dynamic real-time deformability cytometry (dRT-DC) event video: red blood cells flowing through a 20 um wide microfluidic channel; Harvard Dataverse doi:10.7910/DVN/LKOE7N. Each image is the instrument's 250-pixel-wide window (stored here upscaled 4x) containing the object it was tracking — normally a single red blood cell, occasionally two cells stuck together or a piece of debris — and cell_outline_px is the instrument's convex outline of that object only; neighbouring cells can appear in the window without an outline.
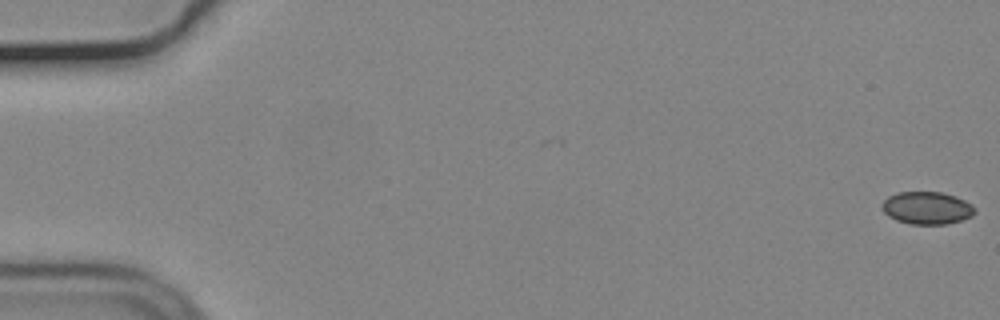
{"species": "common noctule bat (a hibernating species)", "species_latin": "Nyctalus noctula", "temperature_condition": "cold", "stored_images_in_passage": 56, "camera_frame_rate_fps": 3000, "um_per_image_px": 0.085, "animal": {"sex": "male", "body_mass_g": 19.2, "forearm_length_mm": 51.8}, "frame": {"image": 1, "passage_image": 1, "time_ms": 0.0, "image_size_px": [1000, 320], "cell_outline_px": [[976, 212], [972, 216], [948, 224], [908, 224], [896, 220], [888, 216], [880, 208], [880, 204], [888, 196], [896, 192], [940, 192], [956, 196], [972, 204], [976, 208]], "centroid_in_image_um": [78.77, 17.67], "position_along_channel_um": 6.2, "area_um2": 17.86}}
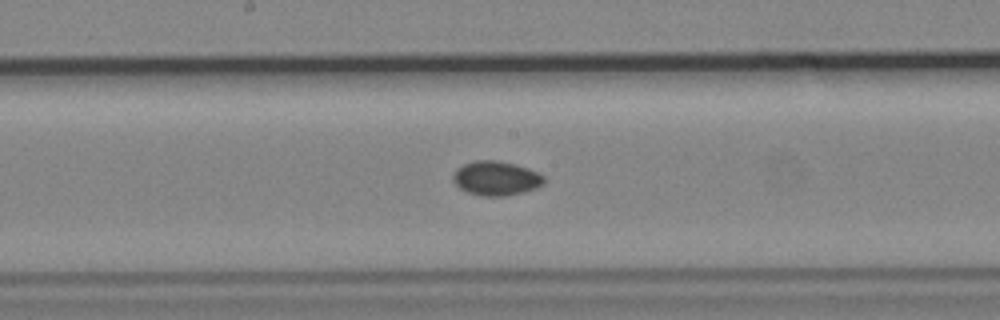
{"frame": {"image": 2, "passage_image": 30, "time_ms": 9.667, "image_size_px": [1000, 320], "cell_outline_px": [[544, 184], [536, 188], [524, 192], [504, 196], [480, 196], [468, 192], [460, 188], [452, 180], [452, 176], [456, 168], [464, 164], [476, 160], [496, 160], [516, 164], [528, 168], [544, 176]], "centroid_in_image_um": [42.16, 15.15], "position_along_channel_um": 206.0, "area_um2": 18.26}}
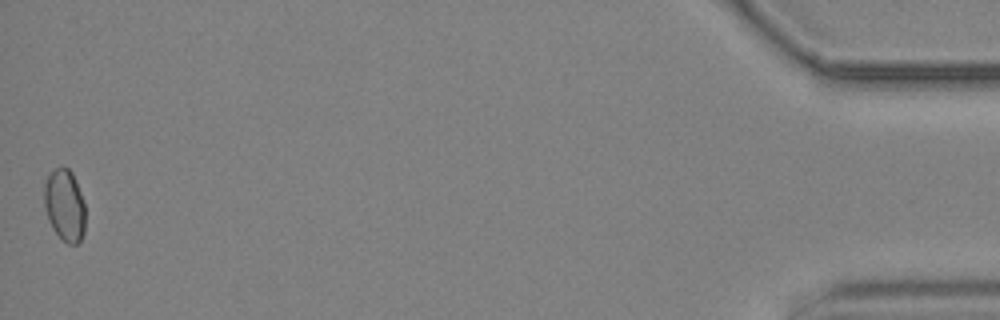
{"frame": {"image": 3, "passage_image": 56, "time_ms": 18.333, "image_size_px": [1000, 320], "cell_outline_px": [[84, 232], [80, 240], [76, 244], [68, 244], [52, 228], [48, 220], [44, 204], [44, 184], [48, 176], [60, 164], [68, 168], [72, 172], [76, 180], [84, 200]], "centroid_in_image_um": [5.49, 17.41], "position_along_channel_um": 429.7, "area_um2": 17.28}}